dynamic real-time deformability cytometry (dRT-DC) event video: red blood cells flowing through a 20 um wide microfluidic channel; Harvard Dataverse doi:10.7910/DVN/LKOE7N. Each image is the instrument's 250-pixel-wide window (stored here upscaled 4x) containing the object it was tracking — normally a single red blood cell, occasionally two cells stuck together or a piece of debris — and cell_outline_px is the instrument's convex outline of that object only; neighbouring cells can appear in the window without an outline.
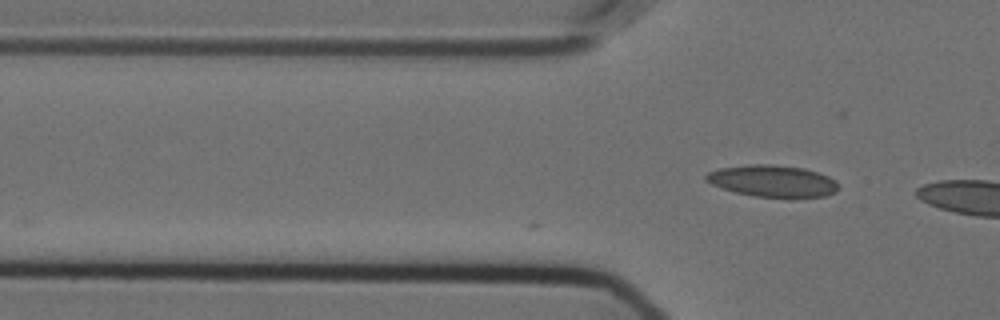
{"species": "Egyptian fruit bat (a non-hibernating species)", "species_latin": "Rousettus aegyptiacus", "temperature_condition": "cold", "stored_images_in_passage": 3, "camera_frame_rate_fps": 3000, "um_per_image_px": 0.085, "animal": {"sex": "female"}, "frame": {"image": 1, "passage_image": 3, "time_ms": 0.667, "image_size_px": [1000, 320], "cell_outline_px": [[840, 188], [836, 192], [824, 196], [756, 196], [736, 192], [712, 184], [704, 180], [704, 176], [708, 172], [720, 168], [748, 164], [772, 164], [804, 168], [828, 176], [836, 180], [840, 184]], "centroid_in_image_um": [65.68, 15.36], "position_along_channel_um": 60.1, "area_um2": 24.22}}